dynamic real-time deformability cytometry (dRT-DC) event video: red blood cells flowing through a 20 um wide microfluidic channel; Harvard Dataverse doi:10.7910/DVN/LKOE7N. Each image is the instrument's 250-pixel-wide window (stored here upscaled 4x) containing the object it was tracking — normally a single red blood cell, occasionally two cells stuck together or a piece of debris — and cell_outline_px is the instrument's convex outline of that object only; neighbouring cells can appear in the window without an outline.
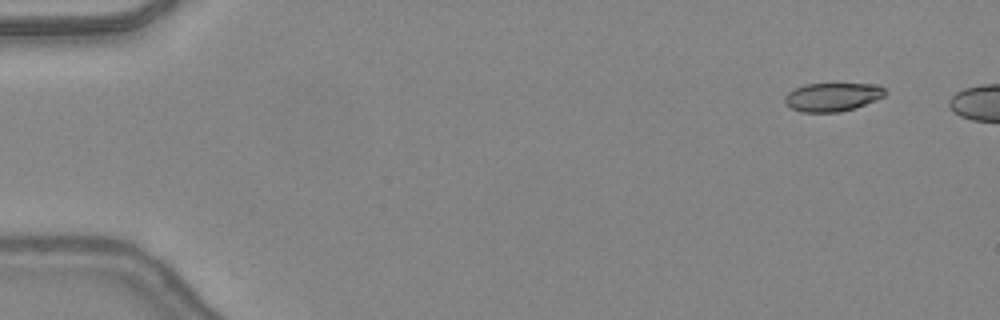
{"species": "common noctule bat (a hibernating species)", "species_latin": "Nyctalus noctula", "temperature_condition": "warm", "stored_images_in_passage": 6, "camera_frame_rate_fps": 3000, "um_per_image_px": 0.085, "animal": {"sex": "female", "body_mass_g": 24.6, "forearm_length_mm": 56.2}, "frame": {"image": 1, "passage_image": 1, "time_ms": 0.0, "image_size_px": [1000, 320], "cell_outline_px": [[888, 92], [884, 96], [876, 100], [840, 112], [800, 112], [784, 104], [784, 96], [788, 92], [804, 84], [880, 84]], "centroid_in_image_um": [70.75, 8.24], "position_along_channel_um": 14.3, "area_um2": 16.7}}